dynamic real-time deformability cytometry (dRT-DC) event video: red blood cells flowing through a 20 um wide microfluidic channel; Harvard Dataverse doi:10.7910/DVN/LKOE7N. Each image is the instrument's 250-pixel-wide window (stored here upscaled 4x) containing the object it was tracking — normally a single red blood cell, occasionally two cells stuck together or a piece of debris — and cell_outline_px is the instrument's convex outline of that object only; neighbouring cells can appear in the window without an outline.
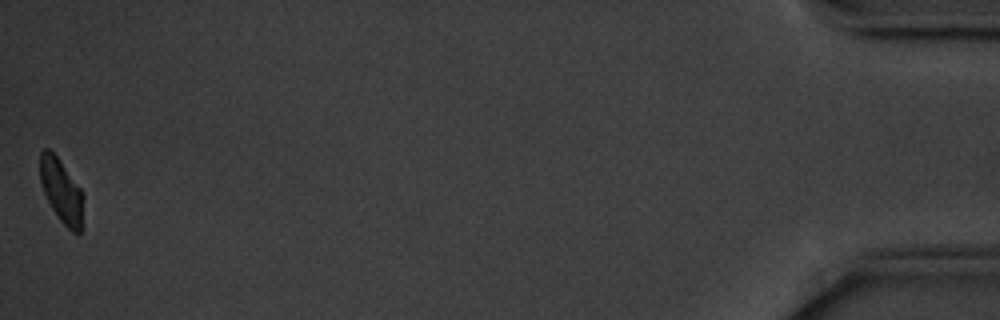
{"species": "common noctule bat (a hibernating species)", "species_latin": "Nyctalus noctula", "temperature_condition": "cold", "stored_images_in_passage": 42, "camera_frame_rate_fps": 3000, "um_per_image_px": 0.085, "animal": {"sex": "male", "body_mass_g": 20.1, "forearm_length_mm": 53.5}, "frame": {"image": 1, "passage_image": 42, "time_ms": 13.667, "image_size_px": [1000, 320], "cell_outline_px": [[84, 196], [80, 232], [72, 232], [60, 220], [52, 208], [44, 192], [40, 180], [40, 152], [44, 148], [48, 148], [56, 156], [80, 188]], "centroid_in_image_um": [5.21, 16.22], "position_along_channel_um": 430.0, "area_um2": 15.72}, "authors_computed_cell_mechanics": {"area_um2": 17.6579, "velocity_mm_per_s": 3.5221, "shape_relaxation_time_tau1_ms": 2.3204, "shape_relaxation_time_tau2_ms": null, "deformation_change_tau1": 0.0947, "deformation_change_tau2": null}}